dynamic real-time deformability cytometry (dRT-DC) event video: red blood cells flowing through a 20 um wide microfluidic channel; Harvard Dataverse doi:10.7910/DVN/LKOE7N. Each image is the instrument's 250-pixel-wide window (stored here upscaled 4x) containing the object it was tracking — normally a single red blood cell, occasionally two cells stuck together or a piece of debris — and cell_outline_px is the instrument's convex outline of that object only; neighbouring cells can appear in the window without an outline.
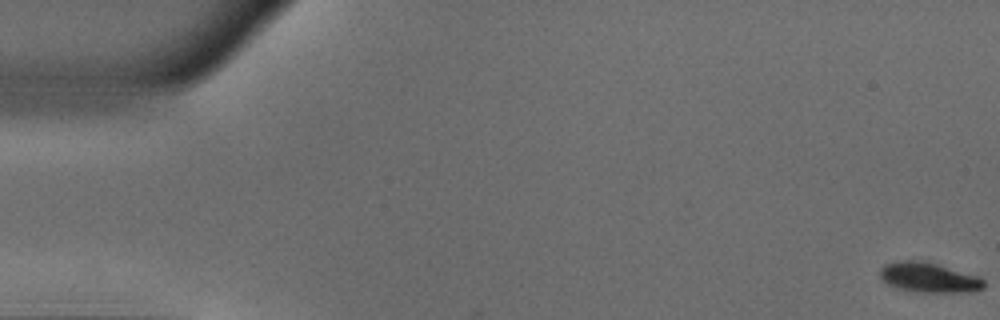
{"species": "common noctule bat (a hibernating species)", "species_latin": "Nyctalus noctula", "temperature_condition": "warm", "stored_images_in_passage": 52, "camera_frame_rate_fps": 3000, "um_per_image_px": 0.085, "animal": {"sex": "male", "body_mass_g": 18.8}, "frame": {"image": 1, "passage_image": 1, "time_ms": 0.0, "image_size_px": [1000, 320], "cell_outline_px": [[984, 288], [968, 292], [916, 292], [896, 288], [888, 284], [880, 276], [880, 268], [884, 264], [896, 260], [920, 260], [936, 264], [980, 276], [984, 280]], "centroid_in_image_um": [78.94, 23.58], "position_along_channel_um": 6.1, "area_um2": 18.21}}
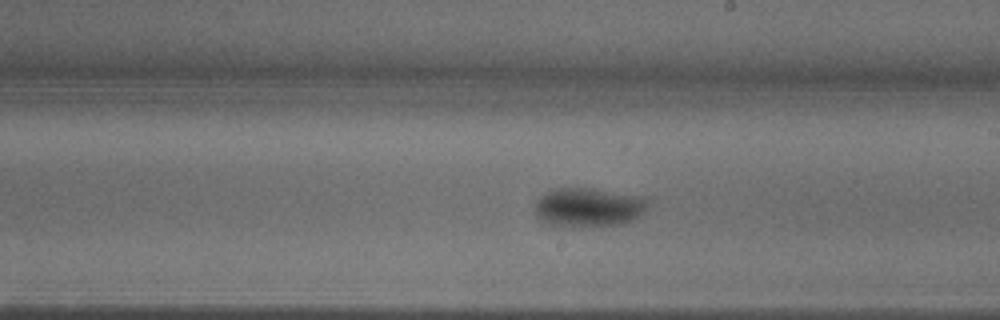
{"frame": {"image": 2, "passage_image": 30, "time_ms": 9.667, "image_size_px": [1000, 320], "cell_outline_px": [[648, 208], [636, 220], [620, 224], [552, 224], [540, 220], [536, 216], [536, 200], [544, 192], [556, 188], [592, 188], [640, 196], [648, 200]], "centroid_in_image_um": [50.05, 17.57], "position_along_channel_um": 238.9, "area_um2": 25.09}}
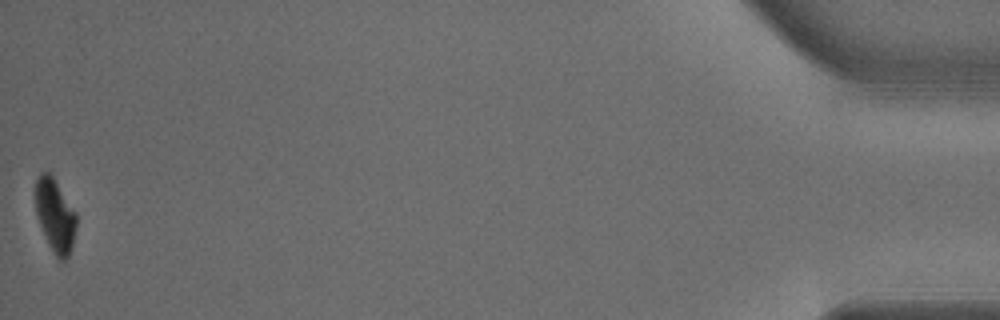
{"frame": {"image": 3, "passage_image": 52, "time_ms": 17.0, "image_size_px": [1000, 320], "cell_outline_px": [[76, 224], [72, 248], [68, 256], [64, 260], [60, 260], [56, 256], [48, 244], [40, 224], [36, 212], [36, 180], [40, 172], [48, 172], [52, 176], [76, 212]], "centroid_in_image_um": [4.69, 18.32], "position_along_channel_um": 430.5, "area_um2": 17.11}, "authors_computed_cell_mechanics": {"area_um2": 22.2819, "velocity_mm_per_s": 3.9329, "shape_relaxation_time_tau1_ms": 3.0021, "shape_relaxation_time_tau2_ms": null, "deformation_change_tau1": 0.1526, "deformation_change_tau2": null}}